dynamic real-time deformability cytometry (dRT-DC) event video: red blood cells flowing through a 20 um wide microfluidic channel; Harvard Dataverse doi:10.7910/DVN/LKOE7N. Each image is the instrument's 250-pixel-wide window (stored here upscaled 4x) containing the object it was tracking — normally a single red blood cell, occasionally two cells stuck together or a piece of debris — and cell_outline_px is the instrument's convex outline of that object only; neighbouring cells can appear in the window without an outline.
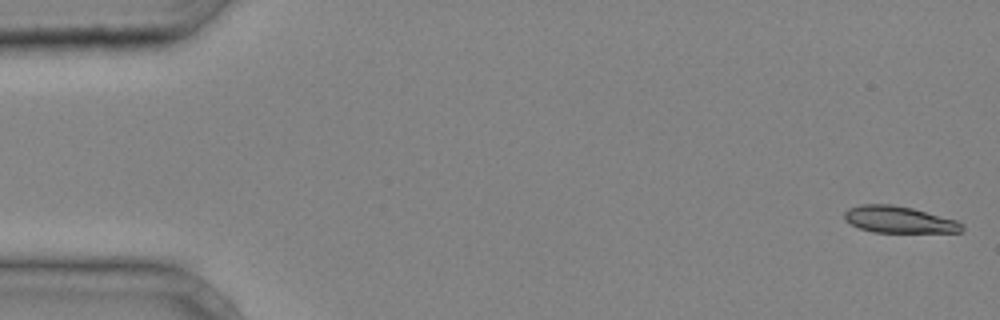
{"species": "common noctule bat (a hibernating species)", "species_latin": "Nyctalus noctula", "temperature_condition": "cold", "stored_images_in_passage": 40, "camera_frame_rate_fps": 3000, "um_per_image_px": 0.085, "animal": {"sex": "male", "body_mass_g": 20.4}, "frame": {"image": 1, "passage_image": 1, "time_ms": 0.0, "image_size_px": [1000, 320], "cell_outline_px": [[964, 228], [960, 232], [872, 232], [860, 228], [844, 220], [844, 212], [848, 208], [860, 204], [892, 204], [912, 208], [956, 220], [964, 224]], "centroid_in_image_um": [76.39, 18.66], "position_along_channel_um": 8.6, "area_um2": 18.26}}
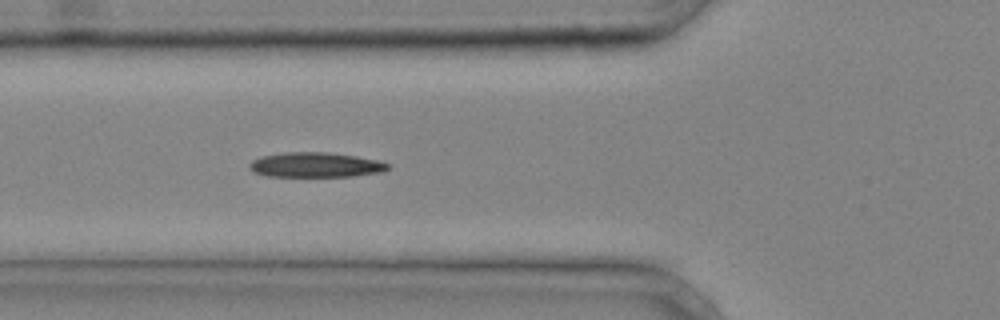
{"frame": {"image": 2, "passage_image": 15, "time_ms": 4.667, "image_size_px": [1000, 320], "cell_outline_px": [[388, 168], [384, 172], [352, 176], [264, 176], [252, 172], [248, 168], [248, 164], [252, 160], [260, 156], [284, 152], [328, 152], [356, 156], [380, 160], [388, 164]], "centroid_in_image_um": [26.78, 14.01], "position_along_channel_um": 99.0, "area_um2": 20.29}}
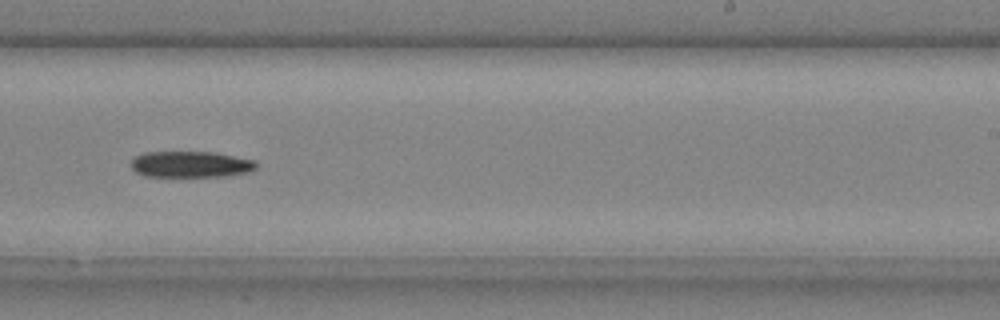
{"frame": {"image": 3, "passage_image": 26, "time_ms": 8.333, "image_size_px": [1000, 320], "cell_outline_px": [[256, 168], [248, 172], [228, 176], [144, 176], [136, 172], [132, 168], [132, 160], [136, 156], [144, 152], [212, 152], [252, 160], [256, 164]], "centroid_in_image_um": [16.18, 13.97], "position_along_channel_um": 272.8, "area_um2": 18.84}}